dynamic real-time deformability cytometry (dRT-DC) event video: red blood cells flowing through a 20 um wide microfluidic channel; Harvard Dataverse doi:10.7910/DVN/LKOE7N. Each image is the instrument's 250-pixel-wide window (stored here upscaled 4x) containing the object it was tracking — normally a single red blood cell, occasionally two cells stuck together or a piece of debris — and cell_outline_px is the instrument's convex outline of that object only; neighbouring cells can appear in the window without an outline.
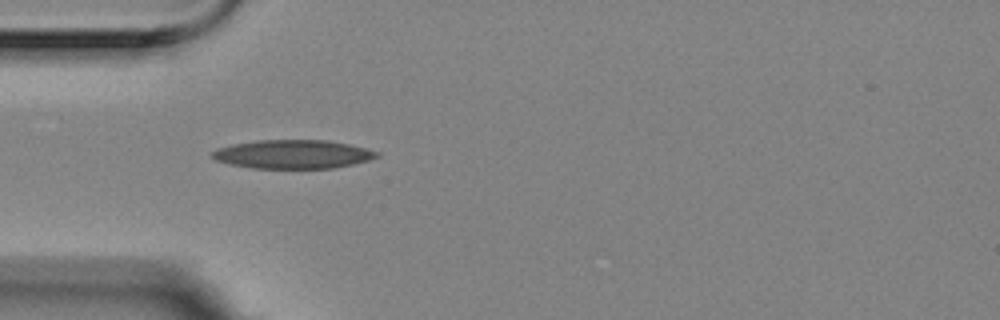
{"species": "Egyptian fruit bat (a non-hibernating species)", "species_latin": "Rousettus aegyptiacus", "temperature_condition": "room temperature", "stored_images_in_passage": 5, "camera_frame_rate_fps": 3000, "um_per_image_px": 0.085, "animal": {"sex": "female"}, "frame": {"image": 1, "passage_image": 4, "time_ms": 1.0, "image_size_px": [1000, 320], "cell_outline_px": [[380, 156], [368, 160], [352, 164], [332, 168], [252, 168], [232, 164], [216, 160], [212, 156], [212, 152], [216, 148], [232, 144], [256, 140], [328, 140], [348, 144], [380, 152]], "centroid_in_image_um": [24.89, 13.1], "position_along_channel_um": 60.1, "area_um2": 27.4}}